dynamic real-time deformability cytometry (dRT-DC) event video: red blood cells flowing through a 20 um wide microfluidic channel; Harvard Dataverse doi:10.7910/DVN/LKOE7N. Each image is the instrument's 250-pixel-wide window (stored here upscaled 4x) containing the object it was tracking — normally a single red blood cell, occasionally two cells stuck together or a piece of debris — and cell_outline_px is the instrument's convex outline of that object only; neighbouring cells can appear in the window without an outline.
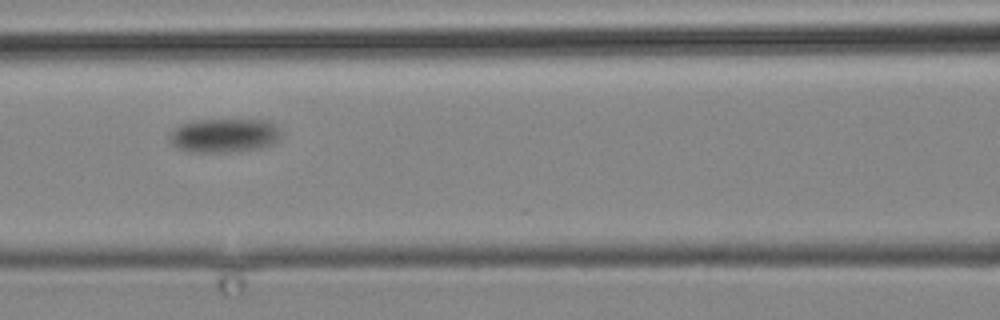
{"species": "common noctule bat (a hibernating species)", "species_latin": "Nyctalus noctula", "temperature_condition": "cold", "stored_images_in_passage": 8, "camera_frame_rate_fps": 3000, "um_per_image_px": 0.085, "animal": {"sex": "male", "body_mass_g": 19.2, "forearm_length_mm": 51.8}, "frame": {"image": 1, "passage_image": 7, "time_ms": 8.0, "image_size_px": [1000, 320], "cell_outline_px": [[284, 132], [272, 144], [260, 148], [224, 152], [188, 152], [176, 148], [168, 140], [168, 136], [180, 124], [192, 120], [268, 120], [280, 128]], "centroid_in_image_um": [19.04, 11.51], "position_along_channel_um": 147.6, "area_um2": 22.25}}
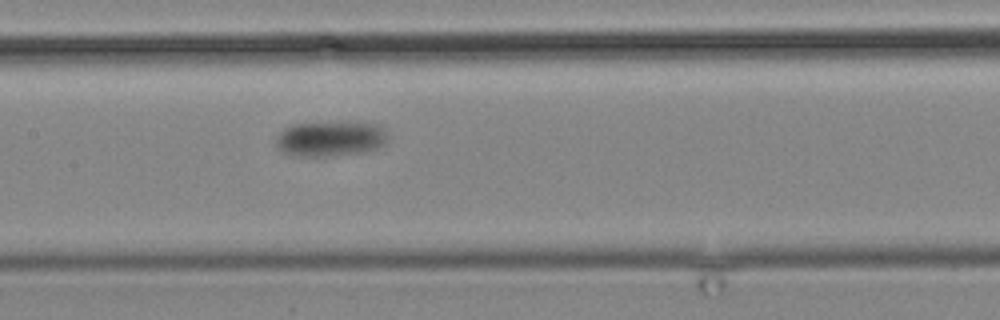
{"frame": {"image": 2, "passage_image": 8, "time_ms": 9.333, "image_size_px": [1000, 320], "cell_outline_px": [[388, 144], [364, 152], [316, 156], [296, 156], [284, 152], [276, 144], [276, 136], [284, 128], [292, 124], [356, 120], [380, 124], [384, 128], [388, 136]], "centroid_in_image_um": [28.17, 11.74], "position_along_channel_um": 179.2, "area_um2": 23.58}}